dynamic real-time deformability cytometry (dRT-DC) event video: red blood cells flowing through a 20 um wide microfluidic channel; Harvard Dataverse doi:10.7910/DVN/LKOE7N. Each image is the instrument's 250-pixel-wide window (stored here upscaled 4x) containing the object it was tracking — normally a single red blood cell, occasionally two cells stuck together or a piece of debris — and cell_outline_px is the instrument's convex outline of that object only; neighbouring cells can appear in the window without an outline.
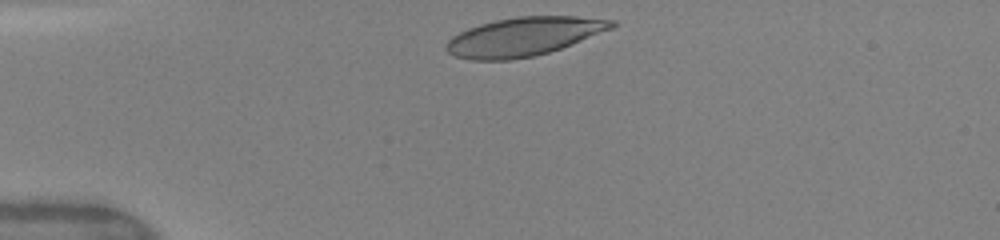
{"species": "human", "species_latin": "Homo sapiens", "temperature_condition": "warm", "stored_images_in_passage": 8, "camera_frame_rate_fps": 3000, "um_per_image_px": 0.085, "donor": {"sex": "female"}, "frame": {"image": 1, "passage_image": 1, "time_ms": 0.0, "image_size_px": [1000, 240], "cell_outline_px": [[616, 24], [612, 28], [572, 44], [548, 52], [532, 56], [508, 60], [472, 60], [456, 56], [448, 52], [444, 48], [444, 44], [452, 36], [468, 28], [480, 24], [496, 20], [516, 16], [576, 16], [616, 20]], "centroid_in_image_um": [44.5, 3.1], "position_along_channel_um": 40.5, "area_um2": 37.11}}